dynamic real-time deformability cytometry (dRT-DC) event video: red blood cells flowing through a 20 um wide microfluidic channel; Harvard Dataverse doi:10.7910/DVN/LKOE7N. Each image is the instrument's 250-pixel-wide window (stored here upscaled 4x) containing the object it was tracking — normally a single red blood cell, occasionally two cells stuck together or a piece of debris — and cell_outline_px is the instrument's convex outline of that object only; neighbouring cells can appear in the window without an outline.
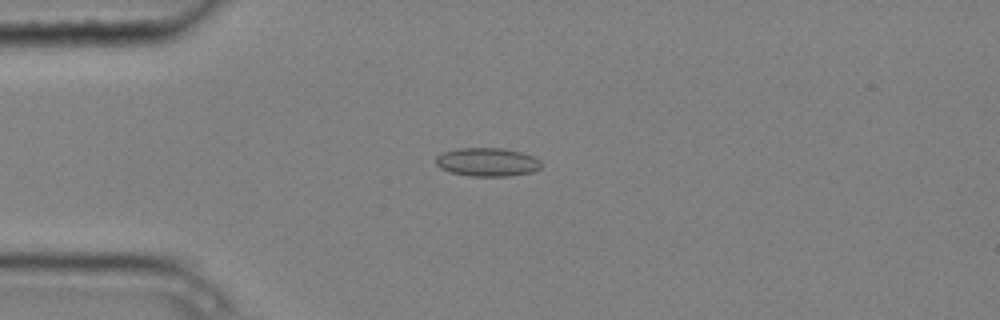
{"species": "common noctule bat (a hibernating species)", "species_latin": "Nyctalus noctula", "temperature_condition": "cold", "stored_images_in_passage": 7, "camera_frame_rate_fps": 3000, "um_per_image_px": 0.085, "animal": {"sex": "male", "body_mass_g": 20.4}, "frame": {"image": 1, "passage_image": 4, "time_ms": 1.0, "image_size_px": [1000, 320], "cell_outline_px": [[540, 168], [532, 172], [508, 176], [468, 176], [452, 172], [440, 168], [436, 164], [436, 156], [444, 152], [456, 148], [504, 148], [520, 152], [532, 156], [540, 160]], "centroid_in_image_um": [41.4, 13.77], "position_along_channel_um": 43.6, "area_um2": 17.46}}
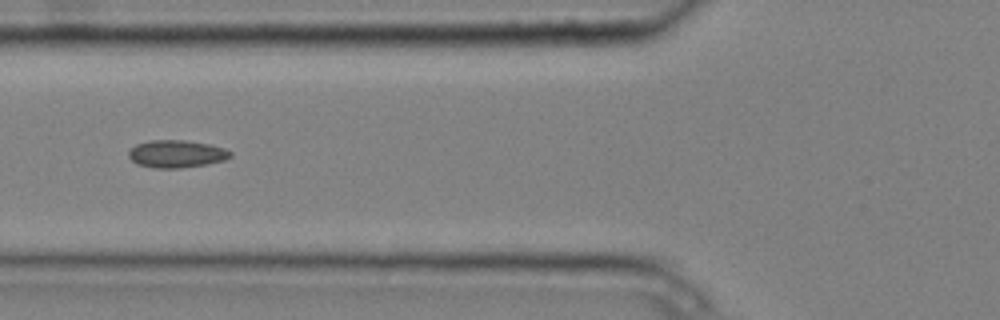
{"frame": {"image": 2, "passage_image": 6, "time_ms": 1.667, "image_size_px": [1000, 320], "cell_outline_px": [[232, 156], [224, 160], [208, 164], [180, 168], [152, 168], [136, 164], [128, 156], [128, 152], [136, 144], [152, 140], [184, 140], [208, 144], [224, 148], [232, 152]], "centroid_in_image_um": [15.0, 13.09], "position_along_channel_um": 110.8, "area_um2": 16.36}}
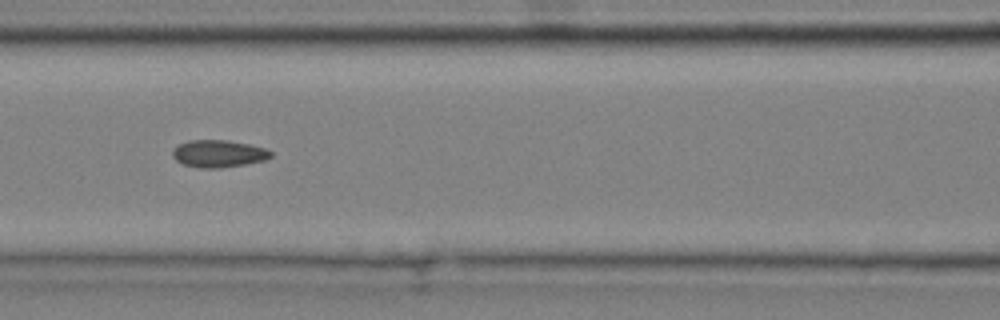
{"frame": {"image": 3, "passage_image": 7, "time_ms": 2.0, "image_size_px": [1000, 320], "cell_outline_px": [[272, 156], [264, 160], [244, 164], [220, 168], [200, 168], [184, 164], [176, 160], [172, 156], [172, 148], [188, 140], [228, 140], [248, 144], [264, 148], [272, 152]], "centroid_in_image_um": [18.54, 13.05], "position_along_channel_um": 148.1, "area_um2": 15.55}}